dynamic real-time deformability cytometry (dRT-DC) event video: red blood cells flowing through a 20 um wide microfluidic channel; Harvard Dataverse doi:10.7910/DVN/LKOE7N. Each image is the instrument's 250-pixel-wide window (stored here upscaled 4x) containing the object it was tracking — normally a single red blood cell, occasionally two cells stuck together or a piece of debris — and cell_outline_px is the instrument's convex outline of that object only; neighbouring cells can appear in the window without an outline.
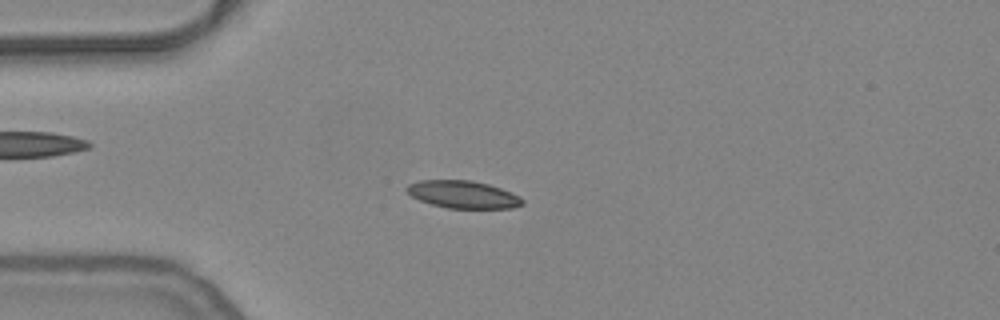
{"species": "common noctule bat (a hibernating species)", "species_latin": "Nyctalus noctula", "temperature_condition": "warm", "stored_images_in_passage": 54, "camera_frame_rate_fps": 3000, "um_per_image_px": 0.085, "animal": {"sex": "female", "body_mass_g": 24.6, "forearm_length_mm": 56.2}, "frame": {"image": 1, "passage_image": 14, "time_ms": 4.333, "image_size_px": [1000, 320], "cell_outline_px": [[524, 204], [512, 208], [448, 208], [432, 204], [420, 200], [412, 196], [404, 188], [408, 184], [420, 180], [472, 180], [488, 184], [512, 192], [520, 196], [524, 200]], "centroid_in_image_um": [39.38, 16.52], "position_along_channel_um": 45.6, "area_um2": 18.55}}
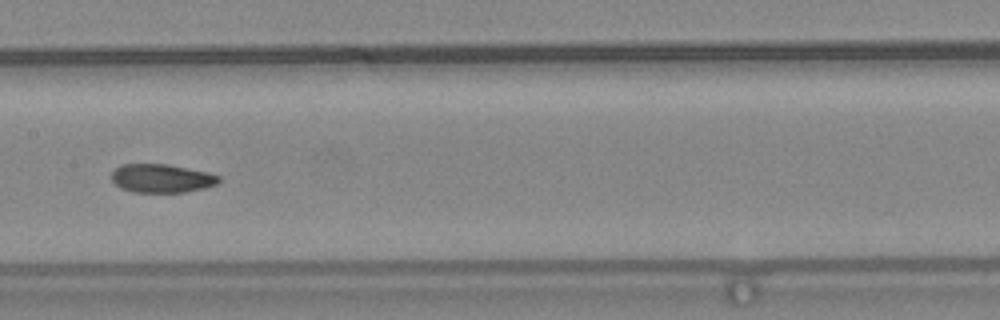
{"frame": {"image": 2, "passage_image": 27, "time_ms": 8.667, "image_size_px": [1000, 320], "cell_outline_px": [[220, 180], [216, 184], [204, 188], [184, 192], [132, 192], [120, 188], [112, 180], [112, 172], [120, 164], [168, 164], [208, 172], [220, 176]], "centroid_in_image_um": [13.73, 15.15], "position_along_channel_um": 193.7, "area_um2": 17.86}}
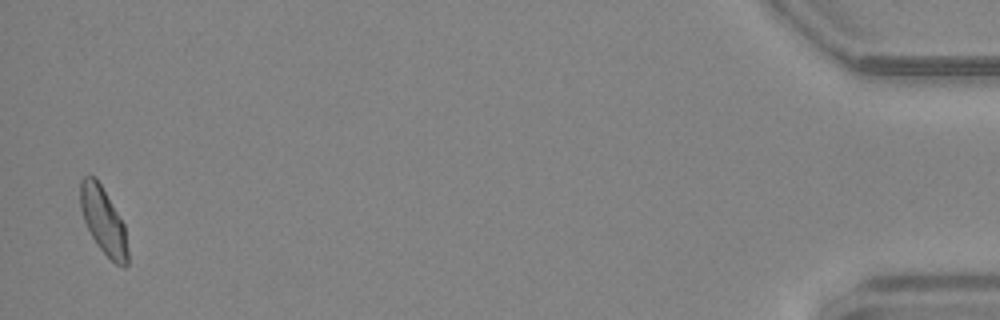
{"frame": {"image": 3, "passage_image": 53, "time_ms": 17.333, "image_size_px": [1000, 320], "cell_outline_px": [[128, 264], [124, 268], [116, 264], [100, 248], [92, 236], [84, 220], [80, 208], [80, 180], [84, 176], [96, 176], [124, 224], [128, 252]], "centroid_in_image_um": [8.79, 18.75], "position_along_channel_um": 426.4, "area_um2": 18.26}, "authors_computed_cell_mechanics": {"area_um2": 18.2937, "velocity_mm_per_s": 3.7823, "shape_relaxation_time_tau1_ms": null, "shape_relaxation_time_tau2_ms": 2.9143, "deformation_change_tau1": null, "deformation_change_tau2": 0.0776}}